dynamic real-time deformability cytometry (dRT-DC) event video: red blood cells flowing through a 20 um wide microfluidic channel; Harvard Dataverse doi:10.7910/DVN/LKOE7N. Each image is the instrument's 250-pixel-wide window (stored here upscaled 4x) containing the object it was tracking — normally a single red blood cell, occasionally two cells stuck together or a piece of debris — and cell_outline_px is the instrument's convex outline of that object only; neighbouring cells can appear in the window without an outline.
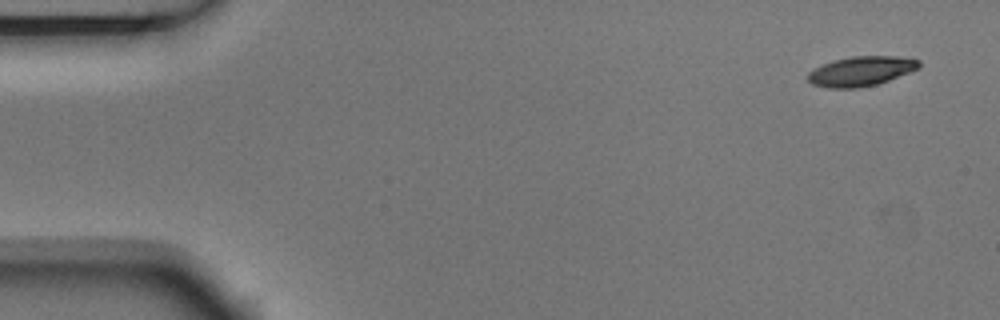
{"species": "Egyptian fruit bat (a non-hibernating species)", "species_latin": "Rousettus aegyptiacus", "temperature_condition": "room temperature", "stored_images_in_passage": 4, "camera_frame_rate_fps": 3000, "um_per_image_px": 0.085, "animal": {"sex": "male"}, "frame": {"image": 1, "passage_image": 1, "time_ms": 0.0, "image_size_px": [1000, 320], "cell_outline_px": [[920, 68], [888, 80], [876, 84], [860, 88], [828, 88], [812, 84], [808, 80], [808, 72], [812, 68], [836, 60], [852, 56], [896, 56], [920, 60]], "centroid_in_image_um": [73.18, 6.05], "position_along_channel_um": 11.8, "area_um2": 19.13}}
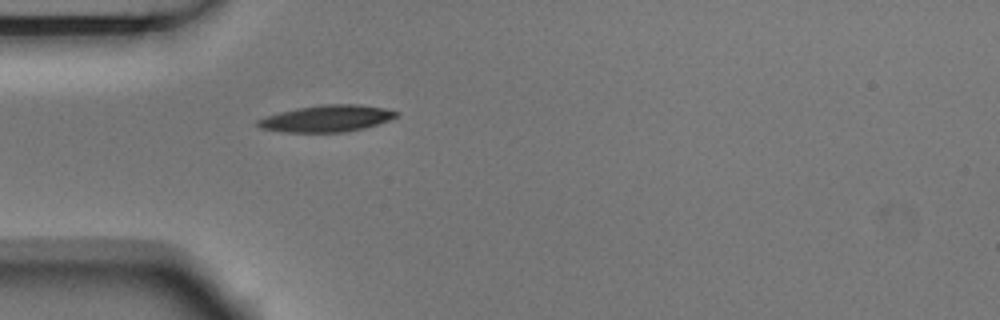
{"frame": {"image": 2, "passage_image": 4, "time_ms": 1.0, "image_size_px": [1000, 320], "cell_outline_px": [[400, 112], [396, 116], [388, 120], [364, 128], [344, 132], [284, 132], [260, 128], [256, 124], [256, 120], [264, 116], [280, 112], [320, 104], [360, 104], [384, 108]], "centroid_in_image_um": [27.74, 10.07], "position_along_channel_um": 57.3, "area_um2": 21.44}}